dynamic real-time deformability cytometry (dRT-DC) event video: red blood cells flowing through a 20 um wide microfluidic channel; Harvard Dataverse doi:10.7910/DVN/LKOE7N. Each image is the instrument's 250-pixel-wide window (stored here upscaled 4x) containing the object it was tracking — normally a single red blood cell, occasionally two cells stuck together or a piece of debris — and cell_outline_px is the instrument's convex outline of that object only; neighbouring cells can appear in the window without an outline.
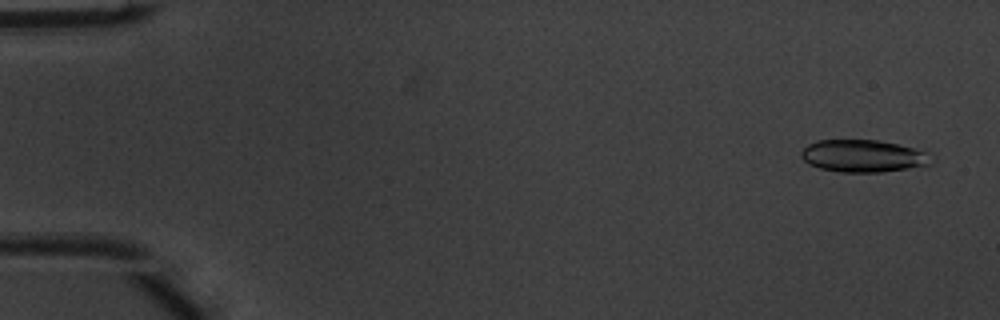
{"species": "common noctule bat (a hibernating species)", "species_latin": "Nyctalus noctula", "temperature_condition": "warm", "stored_images_in_passage": 16, "camera_frame_rate_fps": 3000, "um_per_image_px": 0.085, "animal": {"sex": "male", "body_mass_g": 20.1, "forearm_length_mm": 53.5}, "frame": {"image": 1, "passage_image": 3, "time_ms": 0.667, "image_size_px": [1000, 320], "cell_outline_px": [[936, 160], [932, 164], [880, 172], [840, 172], [820, 168], [804, 160], [800, 156], [800, 152], [808, 144], [816, 140], [880, 140], [928, 152]], "centroid_in_image_um": [73.39, 13.25], "position_along_channel_um": 11.6, "area_um2": 24.45}}
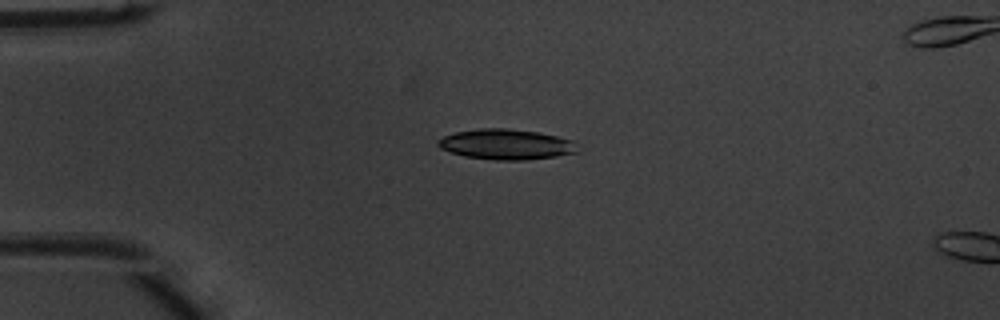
{"frame": {"image": 2, "passage_image": 13, "time_ms": 4.0, "image_size_px": [1000, 320], "cell_outline_px": [[576, 152], [556, 156], [524, 160], [496, 160], [464, 156], [440, 148], [436, 144], [436, 140], [444, 136], [456, 132], [480, 128], [508, 128], [540, 132], [572, 140]], "centroid_in_image_um": [42.97, 12.26], "position_along_channel_um": 42.0, "area_um2": 24.51}}